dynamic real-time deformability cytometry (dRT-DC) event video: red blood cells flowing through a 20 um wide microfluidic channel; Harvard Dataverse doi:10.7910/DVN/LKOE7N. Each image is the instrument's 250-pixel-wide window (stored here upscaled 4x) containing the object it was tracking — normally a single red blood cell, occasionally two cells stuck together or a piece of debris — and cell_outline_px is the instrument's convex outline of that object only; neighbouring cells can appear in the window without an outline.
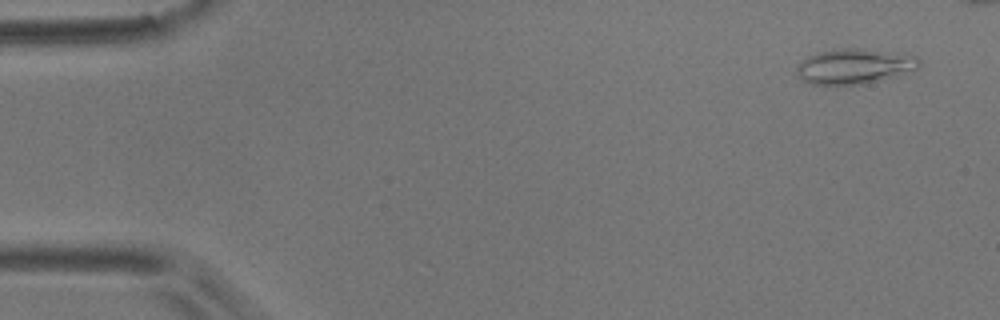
{"species": "common noctule bat (a hibernating species)", "species_latin": "Nyctalus noctula", "temperature_condition": "room temperature", "stored_images_in_passage": 5, "camera_frame_rate_fps": 3000, "um_per_image_px": 0.085, "animal": {"sex": "male", "body_mass_g": 17.9}, "frame": {"image": 1, "passage_image": 1, "time_ms": 0.0, "image_size_px": [1000, 320], "cell_outline_px": [[920, 68], [896, 76], [864, 84], [812, 84], [800, 80], [796, 72], [796, 68], [808, 56], [820, 52], [844, 48], [856, 48], [916, 56], [920, 60]], "centroid_in_image_um": [72.62, 5.65], "position_along_channel_um": 12.4, "area_um2": 24.74}}